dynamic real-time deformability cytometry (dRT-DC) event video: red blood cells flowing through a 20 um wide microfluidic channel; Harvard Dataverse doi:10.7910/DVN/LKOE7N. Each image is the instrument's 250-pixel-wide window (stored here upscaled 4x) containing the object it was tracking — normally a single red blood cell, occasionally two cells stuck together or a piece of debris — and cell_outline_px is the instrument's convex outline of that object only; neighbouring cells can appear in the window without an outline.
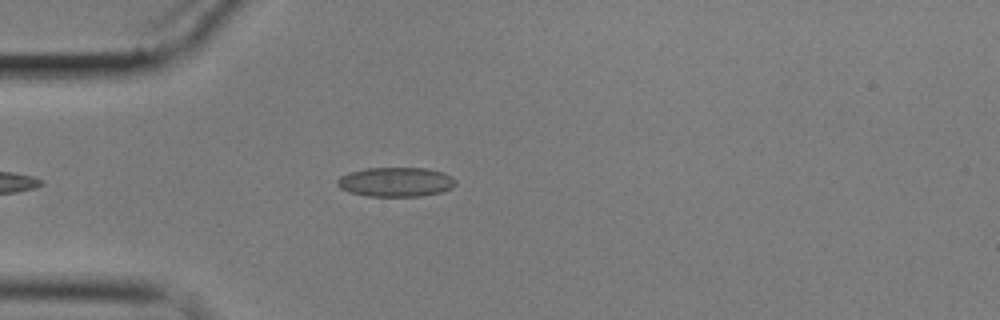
{"species": "common noctule bat (a hibernating species)", "species_latin": "Nyctalus noctula", "temperature_condition": "cold", "stored_images_in_passage": 2, "camera_frame_rate_fps": 3000, "um_per_image_px": 0.085, "animal": {"sex": "male", "body_mass_g": 17.9}, "frame": {"image": 1, "passage_image": 1, "time_ms": 0.0, "image_size_px": [1000, 320], "cell_outline_px": [[456, 184], [452, 188], [440, 192], [420, 196], [368, 196], [348, 192], [340, 188], [336, 184], [336, 180], [340, 176], [348, 172], [364, 168], [428, 168], [444, 172], [452, 176], [456, 180]], "centroid_in_image_um": [33.63, 15.46], "position_along_channel_um": 51.4, "area_um2": 20.52}}